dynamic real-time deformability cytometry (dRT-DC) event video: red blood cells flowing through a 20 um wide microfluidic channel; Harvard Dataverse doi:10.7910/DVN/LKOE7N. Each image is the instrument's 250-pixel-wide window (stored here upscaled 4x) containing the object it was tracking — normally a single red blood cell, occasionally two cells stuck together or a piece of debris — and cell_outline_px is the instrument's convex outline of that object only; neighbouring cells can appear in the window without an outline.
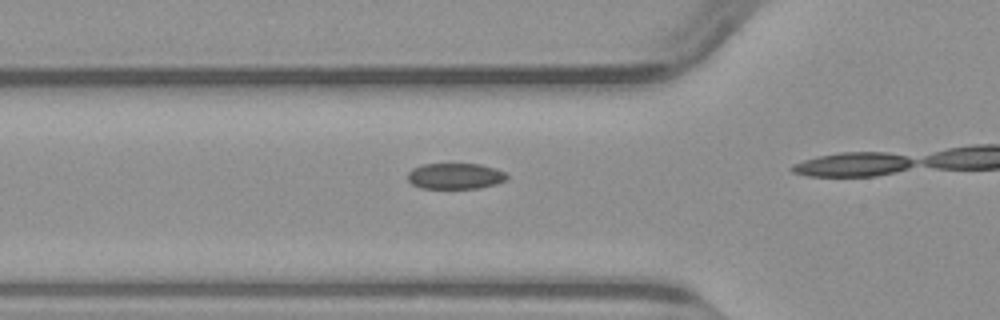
{"species": "common noctule bat (a hibernating species)", "species_latin": "Nyctalus noctula", "temperature_condition": "warm", "stored_images_in_passage": 5, "camera_frame_rate_fps": 3000, "um_per_image_px": 0.085, "animal": {"sex": "male", "body_mass_g": 23.1, "forearm_length_mm": 52.7}, "frame": {"image": 1, "passage_image": 2, "time_ms": 0.333, "image_size_px": [1000, 320], "cell_outline_px": [[508, 180], [496, 184], [480, 188], [420, 188], [412, 184], [408, 180], [408, 172], [412, 168], [424, 164], [480, 164], [496, 168], [504, 172], [508, 176]], "centroid_in_image_um": [38.72, 14.97], "position_along_channel_um": 87.1, "area_um2": 15.09}}